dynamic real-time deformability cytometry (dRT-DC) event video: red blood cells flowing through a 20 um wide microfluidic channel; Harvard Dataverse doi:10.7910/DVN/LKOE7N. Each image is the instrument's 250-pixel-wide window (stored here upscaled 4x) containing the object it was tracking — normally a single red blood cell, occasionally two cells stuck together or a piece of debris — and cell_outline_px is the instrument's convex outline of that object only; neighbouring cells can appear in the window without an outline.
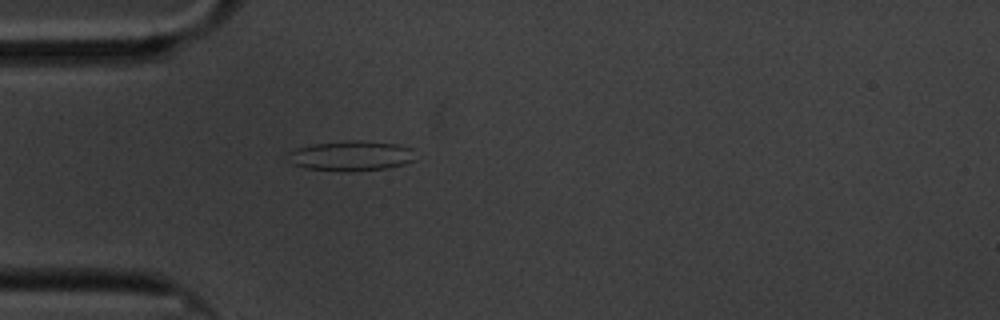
{"species": "common noctule bat (a hibernating species)", "species_latin": "Nyctalus noctula", "temperature_condition": "cold", "stored_images_in_passage": 59, "camera_frame_rate_fps": 3000, "um_per_image_px": 0.085, "animal": {"sex": "male", "body_mass_g": 20.1, "forearm_length_mm": 53.5}, "frame": {"image": 1, "passage_image": 17, "time_ms": 5.333, "image_size_px": [1000, 320], "cell_outline_px": [[416, 160], [404, 164], [388, 168], [352, 172], [344, 172], [304, 168], [292, 164], [288, 160], [288, 152], [296, 148], [316, 144], [348, 140], [360, 140], [396, 144], [412, 148]], "centroid_in_image_um": [29.85, 13.26], "position_along_channel_um": 55.2, "area_um2": 22.6}}
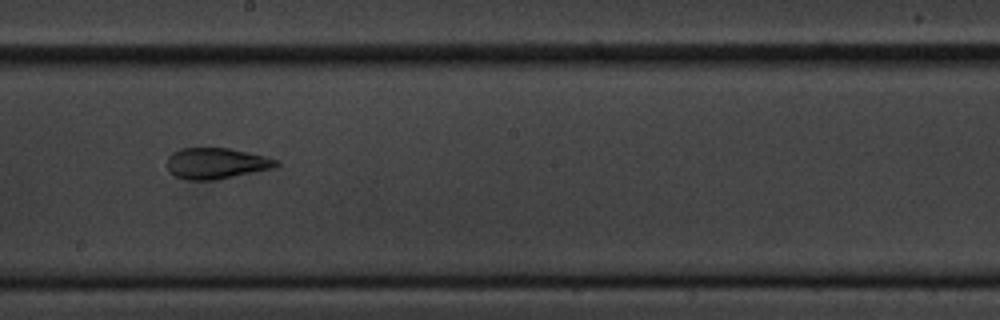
{"frame": {"image": 2, "passage_image": 33, "time_ms": 10.667, "image_size_px": [1000, 320], "cell_outline_px": [[280, 164], [276, 168], [216, 180], [188, 180], [176, 176], [168, 172], [168, 156], [172, 152], [180, 148], [228, 148], [264, 156], [280, 160]], "centroid_in_image_um": [18.4, 13.89], "position_along_channel_um": 229.8, "area_um2": 19.88}}
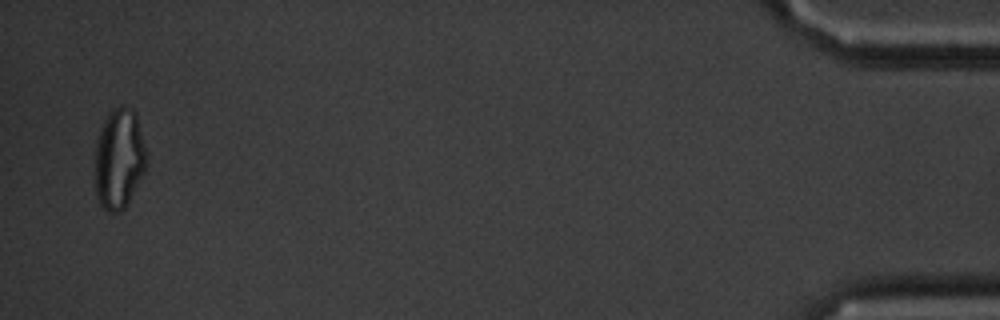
{"frame": {"image": 3, "passage_image": 58, "time_ms": 19.0, "image_size_px": [1000, 320], "cell_outline_px": [[148, 164], [128, 204], [120, 212], [108, 212], [100, 204], [96, 196], [96, 140], [100, 128], [108, 112], [112, 108], [124, 104], [132, 108], [136, 112]], "centroid_in_image_um": [10.13, 13.47], "position_along_channel_um": 425.1, "area_um2": 30.35}, "authors_computed_cell_mechanics": {"area_um2": 22.5998, "velocity_mm_per_s": 3.3696, "shape_relaxation_time_tau1_ms": null, "shape_relaxation_time_tau2_ms": 1.9759, "deformation_change_tau1": null, "deformation_change_tau2": 0.1035}}